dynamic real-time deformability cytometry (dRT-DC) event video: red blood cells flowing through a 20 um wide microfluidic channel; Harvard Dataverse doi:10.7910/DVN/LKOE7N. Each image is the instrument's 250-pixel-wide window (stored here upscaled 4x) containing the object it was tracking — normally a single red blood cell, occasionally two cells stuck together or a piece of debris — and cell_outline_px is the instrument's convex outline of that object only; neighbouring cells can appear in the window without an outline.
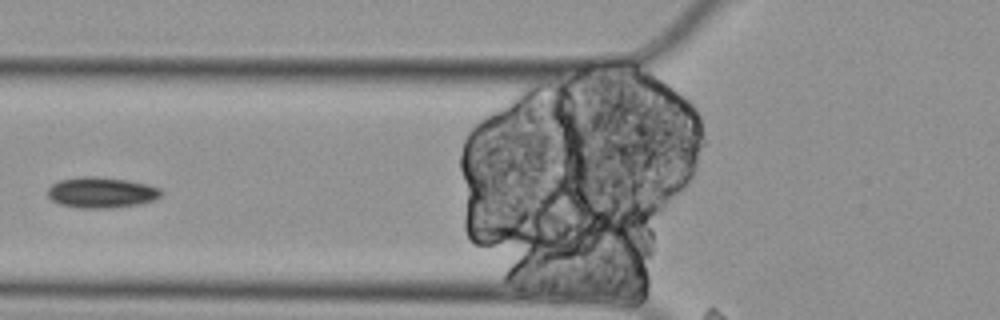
{"species": "Egyptian fruit bat (a non-hibernating species)", "species_latin": "Rousettus aegyptiacus", "temperature_condition": "cold", "stored_images_in_passage": 5, "camera_frame_rate_fps": 3000, "um_per_image_px": 0.085, "animal": {"sex": "female"}, "frame": {"image": 1, "passage_image": 4, "time_ms": 1.0, "image_size_px": [1000, 320], "cell_outline_px": [[160, 196], [156, 200], [140, 204], [112, 208], [80, 208], [60, 204], [52, 200], [48, 196], [48, 188], [52, 184], [60, 180], [84, 176], [96, 176], [128, 180], [160, 188]], "centroid_in_image_um": [8.61, 16.37], "position_along_channel_um": 117.2, "area_um2": 20.29}}